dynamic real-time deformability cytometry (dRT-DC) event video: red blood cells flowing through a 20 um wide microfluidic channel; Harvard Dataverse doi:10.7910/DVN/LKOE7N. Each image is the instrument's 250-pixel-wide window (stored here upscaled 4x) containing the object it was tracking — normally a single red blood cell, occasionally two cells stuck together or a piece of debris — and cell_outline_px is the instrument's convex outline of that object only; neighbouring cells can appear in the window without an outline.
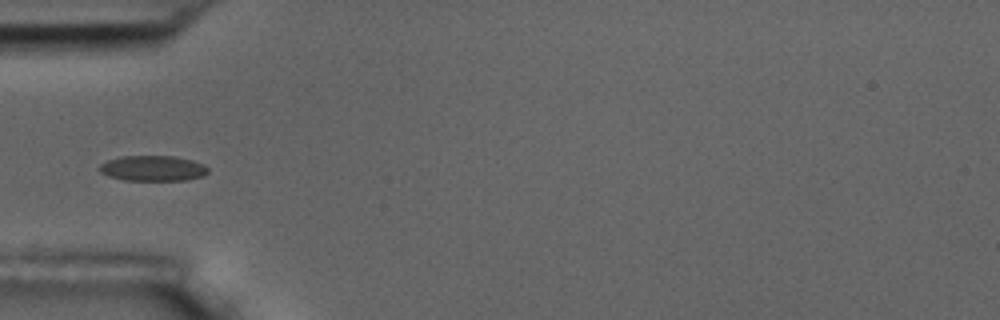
{"species": "common noctule bat (a hibernating species)", "species_latin": "Nyctalus noctula", "temperature_condition": "room temperature", "stored_images_in_passage": 2, "camera_frame_rate_fps": 3000, "um_per_image_px": 0.085, "animal": {"sex": "male", "body_mass_g": 17.5, "forearm_length_mm": 52.3}, "frame": {"image": 1, "passage_image": 2, "time_ms": 1.333, "image_size_px": [1000, 320], "cell_outline_px": [[208, 172], [204, 176], [188, 180], [124, 180], [108, 176], [100, 172], [96, 168], [100, 164], [108, 160], [120, 156], [176, 156], [192, 160], [204, 164], [208, 168]], "centroid_in_image_um": [12.99, 14.3], "position_along_channel_um": 72.0, "area_um2": 16.3}}